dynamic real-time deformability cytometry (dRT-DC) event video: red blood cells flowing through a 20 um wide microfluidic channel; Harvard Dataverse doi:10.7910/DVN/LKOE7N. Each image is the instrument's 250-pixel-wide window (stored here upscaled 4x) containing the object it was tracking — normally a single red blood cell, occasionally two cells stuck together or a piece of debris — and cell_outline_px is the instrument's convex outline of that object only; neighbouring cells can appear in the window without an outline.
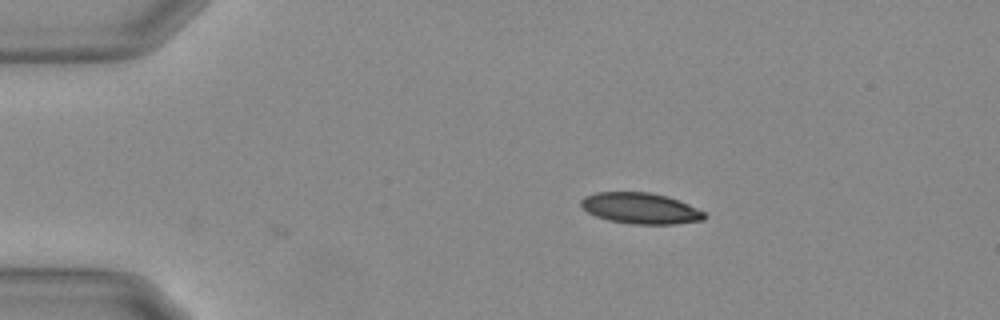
{"species": "Egyptian fruit bat (a non-hibernating species)", "species_latin": "Rousettus aegyptiacus", "temperature_condition": "warm", "stored_images_in_passage": 2, "camera_frame_rate_fps": 3000, "um_per_image_px": 0.085, "animal": {"sex": "female"}, "frame": {"image": 1, "passage_image": 2, "time_ms": 0.333, "image_size_px": [1000, 320], "cell_outline_px": [[708, 216], [704, 220], [676, 224], [632, 224], [608, 220], [596, 216], [588, 212], [580, 204], [580, 200], [584, 196], [596, 192], [648, 192], [668, 196], [680, 200], [704, 212]], "centroid_in_image_um": [54.46, 17.7], "position_along_channel_um": 30.5, "area_um2": 22.43}}